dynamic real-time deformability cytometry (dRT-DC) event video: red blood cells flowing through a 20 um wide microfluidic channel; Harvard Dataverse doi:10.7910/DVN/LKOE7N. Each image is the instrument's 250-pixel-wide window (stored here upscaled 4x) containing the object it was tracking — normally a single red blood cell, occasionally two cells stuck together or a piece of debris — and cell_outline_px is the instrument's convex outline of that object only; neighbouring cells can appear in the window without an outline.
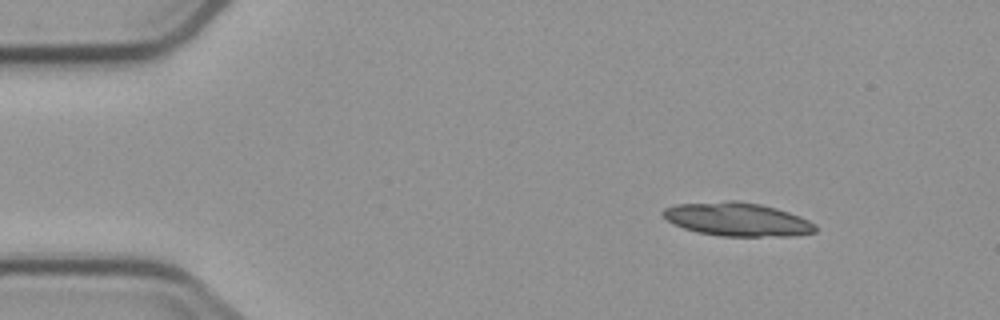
{"species": "common noctule bat (a hibernating species)", "species_latin": "Nyctalus noctula", "temperature_condition": "cold", "stored_images_in_passage": 4, "camera_frame_rate_fps": 3000, "um_per_image_px": 0.085, "animal": {"sex": "male", "body_mass_g": 23.1, "forearm_length_mm": 52.7}, "frame": {"image": 1, "passage_image": 1, "time_ms": 0.0, "image_size_px": [1000, 320], "cell_outline_px": [[816, 232], [796, 236], [720, 236], [696, 232], [672, 224], [660, 212], [664, 208], [676, 204], [728, 200], [736, 200], [760, 204], [776, 208], [800, 216], [816, 224]], "centroid_in_image_um": [62.67, 18.64], "position_along_channel_um": 22.3, "area_um2": 30.0}}